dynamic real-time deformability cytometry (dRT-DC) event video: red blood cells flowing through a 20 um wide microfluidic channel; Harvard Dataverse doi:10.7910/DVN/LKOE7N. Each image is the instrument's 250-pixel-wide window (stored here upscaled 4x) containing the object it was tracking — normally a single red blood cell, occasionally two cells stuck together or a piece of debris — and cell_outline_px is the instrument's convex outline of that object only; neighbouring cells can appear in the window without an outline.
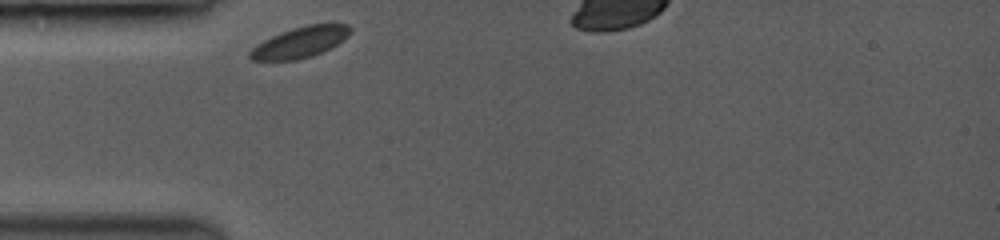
{"species": "common noctule bat (a hibernating species)", "species_latin": "Nyctalus noctula", "temperature_condition": "room temperature", "stored_images_in_passage": 14, "camera_frame_rate_fps": 3500, "um_per_image_px": 0.085, "animal": {"sex": "female", "body_mass_g": 19.0, "forearm_length_mm": 53.3}, "frame": {"image": 1, "passage_image": 1, "time_ms": 0.0, "image_size_px": [1000, 240], "cell_outline_px": [[352, 28], [348, 36], [344, 40], [332, 48], [312, 56], [296, 60], [252, 60], [248, 56], [248, 52], [256, 44], [280, 32], [292, 28], [308, 24], [348, 24]], "centroid_in_image_um": [25.52, 3.59], "position_along_channel_um": 59.5, "area_um2": 18.15}}
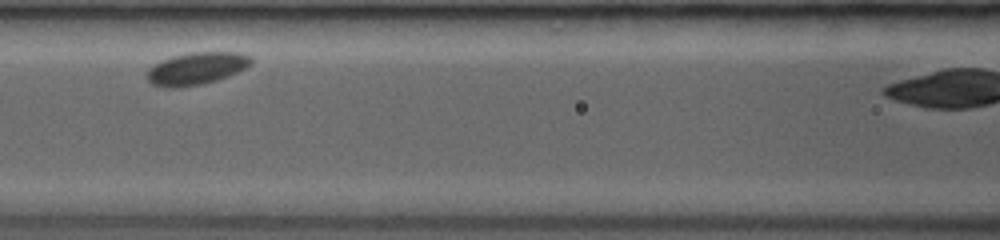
{"frame": {"image": 2, "passage_image": 10, "time_ms": 2.571, "image_size_px": [1000, 240], "cell_outline_px": [[252, 64], [228, 76], [216, 80], [200, 84], [176, 88], [168, 88], [152, 84], [148, 80], [148, 68], [152, 64], [172, 56], [192, 52], [240, 52], [252, 56]], "centroid_in_image_um": [16.7, 5.81], "position_along_channel_um": 149.9, "area_um2": 19.59}}
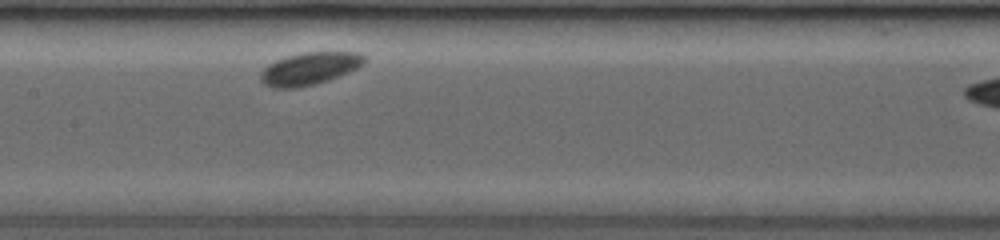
{"frame": {"image": 3, "passage_image": 13, "time_ms": 3.429, "image_size_px": [1000, 240], "cell_outline_px": [[368, 60], [364, 64], [348, 72], [328, 80], [316, 84], [296, 88], [272, 88], [264, 84], [260, 80], [260, 72], [268, 64], [284, 56], [300, 52], [356, 52], [368, 56]], "centroid_in_image_um": [26.31, 5.82], "position_along_channel_um": 181.1, "area_um2": 19.94}}